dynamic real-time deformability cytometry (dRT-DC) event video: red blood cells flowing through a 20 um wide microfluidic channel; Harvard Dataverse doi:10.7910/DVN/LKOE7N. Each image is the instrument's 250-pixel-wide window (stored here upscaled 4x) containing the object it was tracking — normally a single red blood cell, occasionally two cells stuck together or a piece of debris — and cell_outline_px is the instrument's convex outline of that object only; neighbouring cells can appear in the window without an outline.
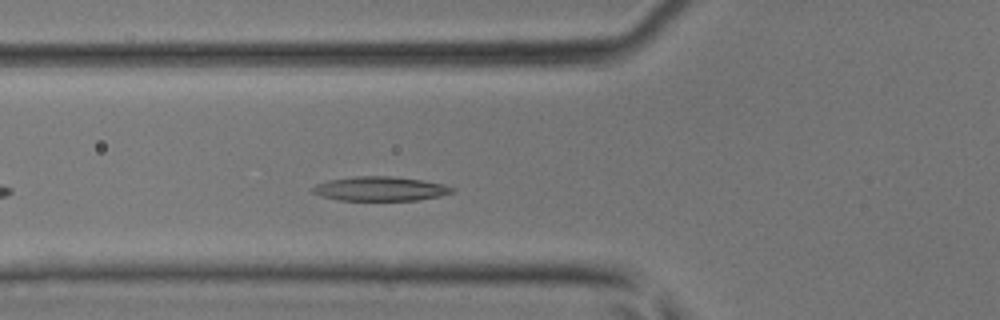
{"species": "common noctule bat (a hibernating species)", "species_latin": "Nyctalus noctula", "temperature_condition": "room temperature", "stored_images_in_passage": 33, "camera_frame_rate_fps": 3000, "um_per_image_px": 0.085, "animal": {"sex": "male", "body_mass_g": 17.9, "forearm_length_mm": 54.2}, "frame": {"image": 1, "passage_image": 6, "time_ms": 1.667, "image_size_px": [1000, 320], "cell_outline_px": [[456, 192], [416, 200], [340, 200], [320, 196], [312, 192], [312, 188], [316, 184], [328, 180], [356, 176], [392, 176], [420, 180], [444, 184], [456, 188]], "centroid_in_image_um": [32.31, 16.04], "position_along_channel_um": 93.5, "area_um2": 19.65}}
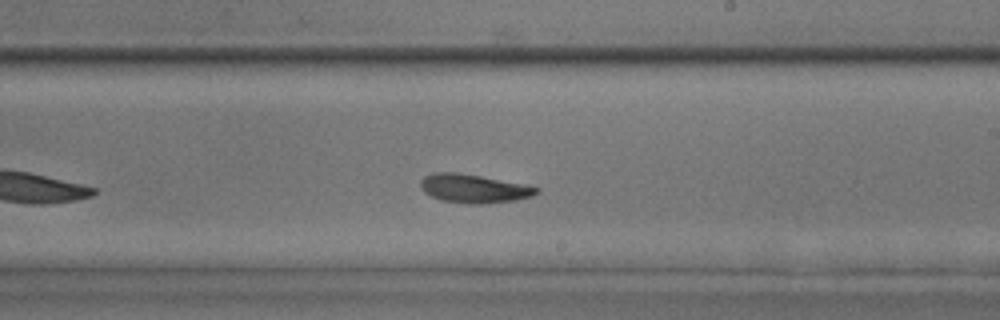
{"frame": {"image": 2, "passage_image": 16, "time_ms": 5.0, "image_size_px": [1000, 320], "cell_outline_px": [[540, 192], [532, 196], [516, 200], [488, 204], [468, 204], [440, 200], [424, 192], [420, 184], [420, 180], [424, 176], [432, 172], [456, 172], [480, 176], [524, 184], [540, 188]], "centroid_in_image_um": [40.27, 16.03], "position_along_channel_um": 248.7, "area_um2": 19.48}}
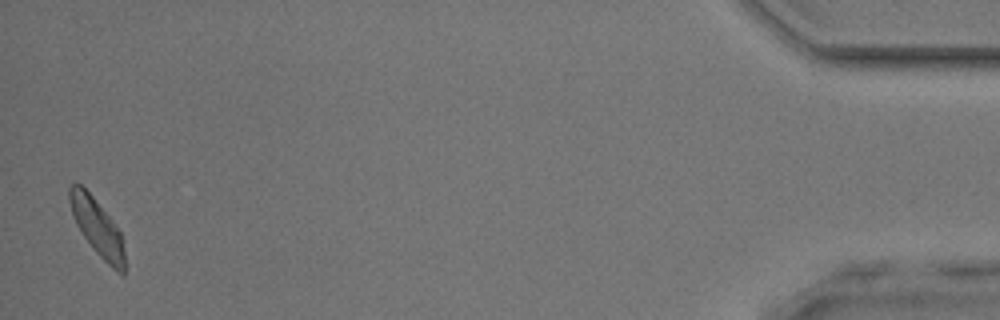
{"frame": {"image": 3, "passage_image": 33, "time_ms": 10.667, "image_size_px": [1000, 320], "cell_outline_px": [[124, 276], [116, 272], [92, 248], [76, 224], [68, 200], [68, 188], [72, 184], [80, 184], [92, 196], [112, 220], [120, 232], [124, 252]], "centroid_in_image_um": [8.25, 19.33], "position_along_channel_um": 427.0, "area_um2": 17.86}}